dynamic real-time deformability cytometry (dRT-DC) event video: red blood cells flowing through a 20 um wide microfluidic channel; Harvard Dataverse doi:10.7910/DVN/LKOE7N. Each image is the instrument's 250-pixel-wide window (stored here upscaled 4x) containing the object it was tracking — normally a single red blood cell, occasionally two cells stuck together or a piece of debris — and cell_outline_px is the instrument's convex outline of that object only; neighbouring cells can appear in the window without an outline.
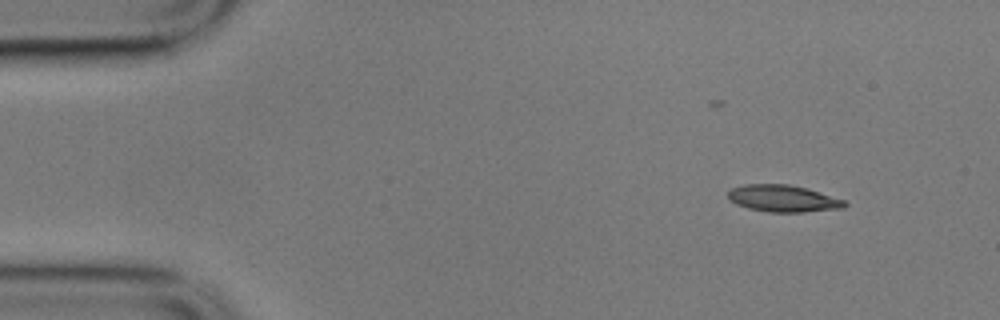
{"species": "common noctule bat (a hibernating species)", "species_latin": "Nyctalus noctula", "temperature_condition": "cold", "stored_images_in_passage": 51, "camera_frame_rate_fps": 3000, "um_per_image_px": 0.085, "animal": {"sex": "male", "body_mass_g": 17.9}, "frame": {"image": 1, "passage_image": 1, "time_ms": 0.0, "image_size_px": [1000, 320], "cell_outline_px": [[848, 204], [844, 208], [804, 212], [768, 212], [748, 208], [736, 204], [728, 200], [728, 192], [732, 188], [744, 184], [788, 184], [808, 188], [844, 200]], "centroid_in_image_um": [66.56, 16.87], "position_along_channel_um": 18.4, "area_um2": 18.38}}
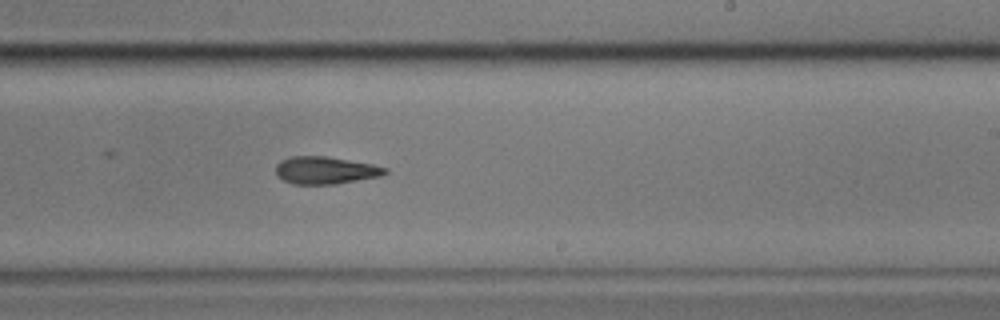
{"frame": {"image": 2, "passage_image": 29, "time_ms": 9.333, "image_size_px": [1000, 320], "cell_outline_px": [[388, 172], [380, 176], [336, 184], [292, 184], [276, 176], [276, 164], [280, 160], [292, 156], [328, 156], [372, 164], [388, 168]], "centroid_in_image_um": [27.64, 14.47], "position_along_channel_um": 261.4, "area_um2": 17.57}}
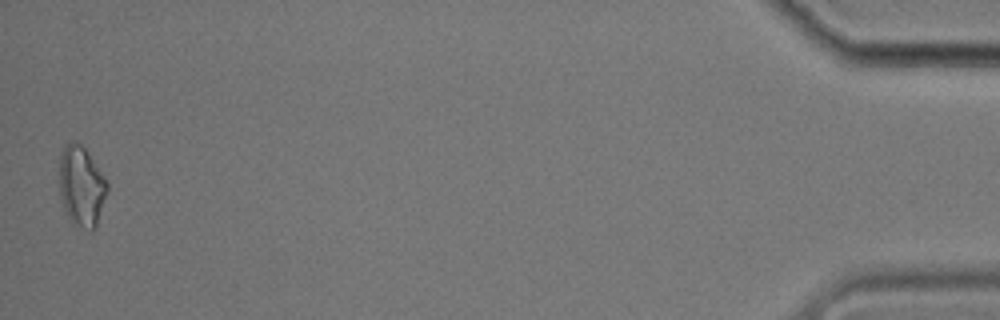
{"frame": {"image": 3, "passage_image": 51, "time_ms": 16.667, "image_size_px": [1000, 320], "cell_outline_px": [[108, 188], [96, 228], [92, 232], [88, 232], [72, 224], [64, 208], [60, 196], [60, 156], [64, 144], [72, 140], [76, 140], [88, 152], [104, 176], [108, 184]], "centroid_in_image_um": [6.92, 15.85], "position_along_channel_um": 428.3, "area_um2": 22.66}, "authors_computed_cell_mechanics": {"area_um2": 18.0914, "velocity_mm_per_s": 3.5275, "shape_relaxation_time_tau1_ms": null, "shape_relaxation_time_tau2_ms": 9.6265, "deformation_change_tau1": null, "deformation_change_tau2": 0.2146}}